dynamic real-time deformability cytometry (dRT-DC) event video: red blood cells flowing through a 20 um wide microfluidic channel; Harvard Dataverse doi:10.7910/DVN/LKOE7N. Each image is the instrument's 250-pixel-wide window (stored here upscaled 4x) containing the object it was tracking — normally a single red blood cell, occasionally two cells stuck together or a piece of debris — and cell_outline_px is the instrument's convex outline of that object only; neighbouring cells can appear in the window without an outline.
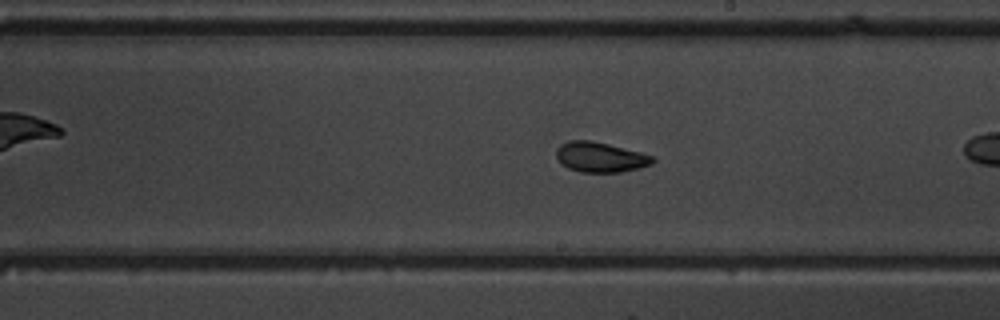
{"species": "common noctule bat (a hibernating species)", "species_latin": "Nyctalus noctula", "temperature_condition": "warm", "stored_images_in_passage": 53, "camera_frame_rate_fps": 3000, "um_per_image_px": 0.085, "animal": {"sex": "male", "body_mass_g": 19.5, "forearm_length_mm": 54.6}, "frame": {"image": 1, "passage_image": 31, "time_ms": 10.0, "image_size_px": [1000, 320], "cell_outline_px": [[656, 160], [652, 164], [640, 168], [620, 172], [580, 172], [568, 168], [560, 164], [556, 156], [556, 148], [560, 144], [568, 140], [592, 140], [640, 152], [652, 156]], "centroid_in_image_um": [50.99, 13.35], "position_along_channel_um": 238.0, "area_um2": 17.05}, "authors_computed_cell_mechanics": {"area_um2": 18.0336, "velocity_mm_per_s": 3.953, "shape_relaxation_time_tau1_ms": 8.365, "shape_relaxation_time_tau2_ms": 1.3075, "deformation_change_tau1": 0.178, "deformation_change_tau2": 0.0709}}